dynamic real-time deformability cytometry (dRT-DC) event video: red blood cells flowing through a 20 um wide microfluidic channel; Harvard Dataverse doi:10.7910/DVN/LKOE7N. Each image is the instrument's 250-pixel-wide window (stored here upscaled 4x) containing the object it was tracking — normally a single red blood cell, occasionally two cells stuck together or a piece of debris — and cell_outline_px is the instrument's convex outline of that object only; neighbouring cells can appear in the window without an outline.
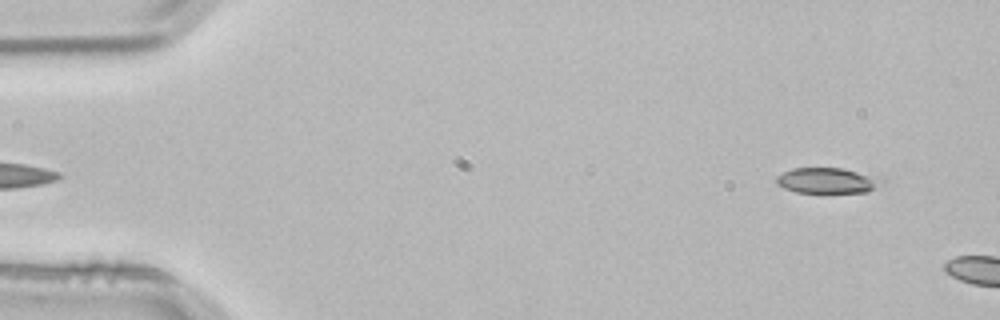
{"species": "common noctule bat (a hibernating species)", "species_latin": "Nyctalus noctula", "temperature_condition": "room temperature", "stored_images_in_passage": 3, "segment_of_instrument_passage": [2, 2], "camera_frame_rate_fps": 3000, "um_per_image_px": 0.085, "animal": {"sex": "male", "body_mass_g": 21.5, "forearm_length_mm": 52.0}, "frame": {"image": 1, "passage_image": 3, "time_ms": 0.667, "image_size_px": [1000, 320], "cell_outline_px": [[876, 184], [868, 192], [796, 192], [784, 188], [776, 184], [776, 176], [792, 168], [840, 168], [856, 172], [868, 176], [876, 180]], "centroid_in_image_um": [70.1, 15.35], "position_along_channel_um": 14.9, "area_um2": 14.8}}